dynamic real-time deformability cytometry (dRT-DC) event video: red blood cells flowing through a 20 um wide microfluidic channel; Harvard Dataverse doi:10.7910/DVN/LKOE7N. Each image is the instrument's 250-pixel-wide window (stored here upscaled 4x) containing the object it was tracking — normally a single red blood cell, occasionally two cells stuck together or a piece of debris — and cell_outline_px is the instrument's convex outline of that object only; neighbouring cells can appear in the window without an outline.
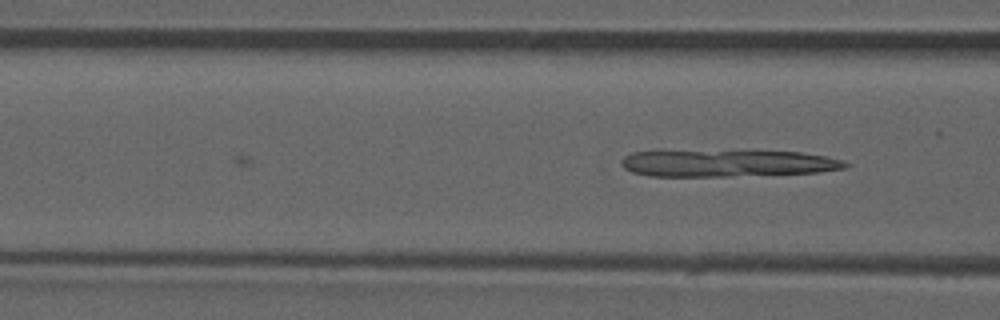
{"species": "common noctule bat (a hibernating species)", "species_latin": "Nyctalus noctula", "temperature_condition": "room temperature", "stored_images_in_passage": 9, "camera_frame_rate_fps": 3000, "um_per_image_px": 0.085, "animal": {"sex": "male", "forearm_length_mm": 52.5}, "frame": {"image": 1, "passage_image": 9, "time_ms": 2.667, "image_size_px": [1000, 320], "cell_outline_px": [[852, 164], [848, 168], [820, 172], [728, 176], [652, 176], [632, 172], [624, 168], [620, 164], [620, 160], [624, 156], [632, 152], [660, 148], [664, 148], [800, 152], [828, 156], [844, 160]], "centroid_in_image_um": [61.74, 13.82], "position_along_channel_um": 104.9, "area_um2": 36.99}}